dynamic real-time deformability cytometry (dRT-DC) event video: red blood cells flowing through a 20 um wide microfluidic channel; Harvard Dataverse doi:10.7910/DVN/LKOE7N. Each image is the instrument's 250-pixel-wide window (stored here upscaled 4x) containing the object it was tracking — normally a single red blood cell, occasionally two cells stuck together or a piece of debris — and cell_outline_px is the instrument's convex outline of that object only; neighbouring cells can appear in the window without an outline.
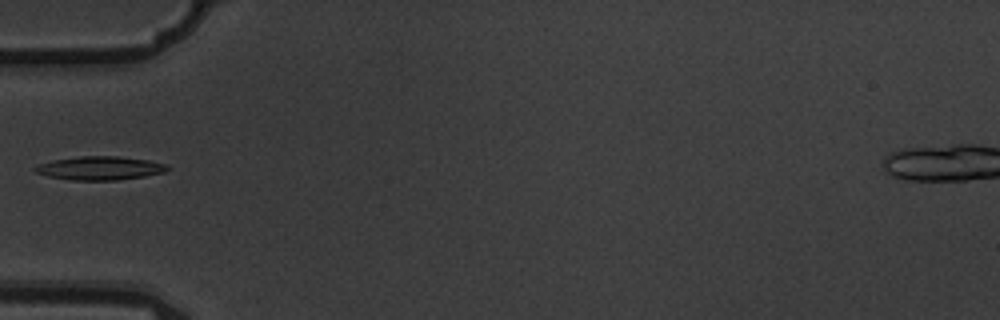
{"species": "common noctule bat (a hibernating species)", "species_latin": "Nyctalus noctula", "temperature_condition": "warm", "stored_images_in_passage": 3, "camera_frame_rate_fps": 3000, "um_per_image_px": 0.085, "animal": {"sex": "male", "body_mass_g": 19.5, "forearm_length_mm": 54.6}, "frame": {"image": 1, "passage_image": 3, "time_ms": 0.667, "image_size_px": [1000, 320], "cell_outline_px": [[172, 168], [164, 172], [144, 176], [116, 180], [68, 180], [48, 176], [36, 172], [32, 168], [40, 164], [52, 160], [80, 156], [120, 156], [148, 160], [164, 164]], "centroid_in_image_um": [8.48, 14.29], "position_along_channel_um": 76.5, "area_um2": 18.15}}